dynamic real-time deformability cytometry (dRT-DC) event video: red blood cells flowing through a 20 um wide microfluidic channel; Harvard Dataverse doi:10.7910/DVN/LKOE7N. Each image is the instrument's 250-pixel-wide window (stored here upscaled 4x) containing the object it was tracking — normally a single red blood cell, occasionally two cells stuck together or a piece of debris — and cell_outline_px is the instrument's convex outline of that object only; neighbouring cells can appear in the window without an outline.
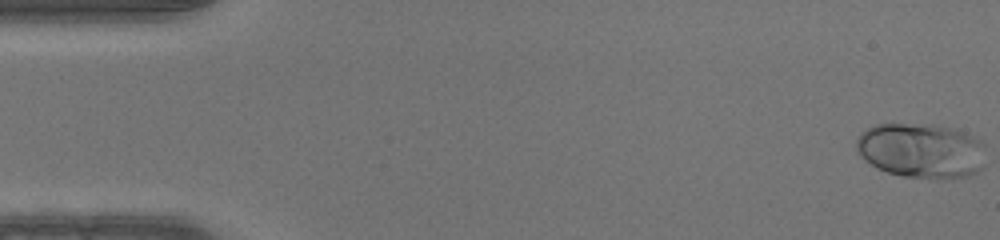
{"species": "human", "species_latin": "Homo sapiens", "temperature_condition": "warm", "stored_images_in_passage": 47, "camera_frame_rate_fps": 3000, "um_per_image_px": 0.085, "donor": {"sex": "male"}, "frame": {"image": 1, "passage_image": 1, "time_ms": 0.0, "image_size_px": [1000, 240], "cell_outline_px": [[984, 168], [968, 176], [952, 180], [904, 176], [888, 172], [876, 168], [860, 156], [856, 148], [856, 140], [860, 132], [876, 124], [932, 124], [956, 128], [976, 136], [984, 140]], "centroid_in_image_um": [78.36, 12.8], "position_along_channel_um": 6.6, "area_um2": 42.37}}
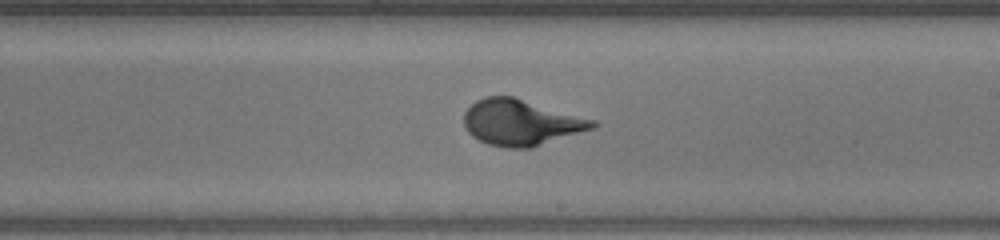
{"frame": {"image": 2, "passage_image": 27, "time_ms": 8.667, "image_size_px": [1000, 240], "cell_outline_px": [[600, 124], [592, 128], [532, 148], [508, 148], [488, 144], [472, 136], [468, 132], [464, 124], [464, 112], [476, 100], [484, 96], [512, 96], [596, 120]], "centroid_in_image_um": [44.27, 10.41], "position_along_channel_um": 244.7, "area_um2": 34.28}}
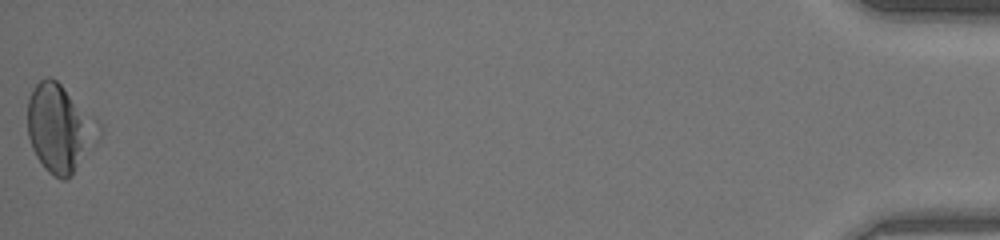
{"frame": {"image": 3, "passage_image": 47, "time_ms": 15.333, "image_size_px": [1000, 240], "cell_outline_px": [[84, 124], [80, 148], [76, 164], [72, 172], [64, 180], [60, 180], [52, 176], [44, 168], [36, 156], [32, 148], [28, 136], [28, 100], [32, 88], [40, 80], [48, 76], [56, 80], [60, 84], [84, 120]], "centroid_in_image_um": [4.62, 10.88], "position_along_channel_um": 430.6, "area_um2": 30.11}}